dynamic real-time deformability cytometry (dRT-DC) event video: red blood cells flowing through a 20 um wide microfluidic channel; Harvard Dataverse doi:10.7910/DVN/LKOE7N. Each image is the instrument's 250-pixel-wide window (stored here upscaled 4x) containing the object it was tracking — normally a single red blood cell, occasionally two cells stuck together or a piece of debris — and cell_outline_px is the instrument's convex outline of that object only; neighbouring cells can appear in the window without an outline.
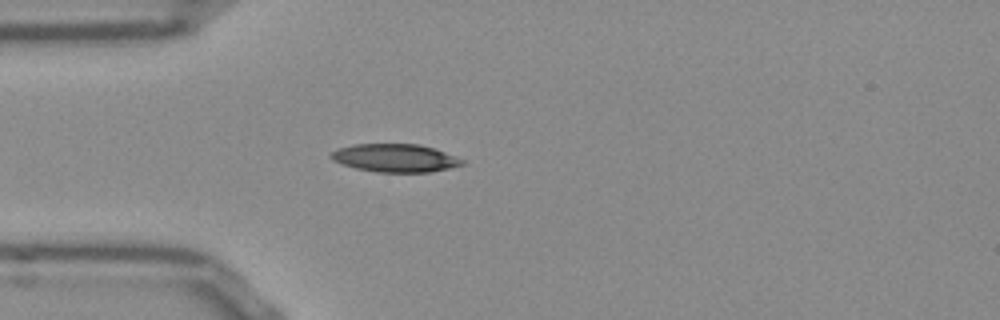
{"species": "Egyptian fruit bat (a non-hibernating species)", "species_latin": "Rousettus aegyptiacus", "temperature_condition": "room temperature", "stored_images_in_passage": 5, "camera_frame_rate_fps": 3000, "um_per_image_px": 0.085, "frame": {"image": 1, "passage_image": 1, "time_ms": 0.0, "image_size_px": [1000, 320], "cell_outline_px": [[464, 164], [432, 172], [376, 172], [356, 168], [332, 160], [328, 156], [336, 148], [352, 144], [420, 144], [444, 152], [464, 160]], "centroid_in_image_um": [33.54, 13.42], "position_along_channel_um": 51.5, "area_um2": 21.39}}
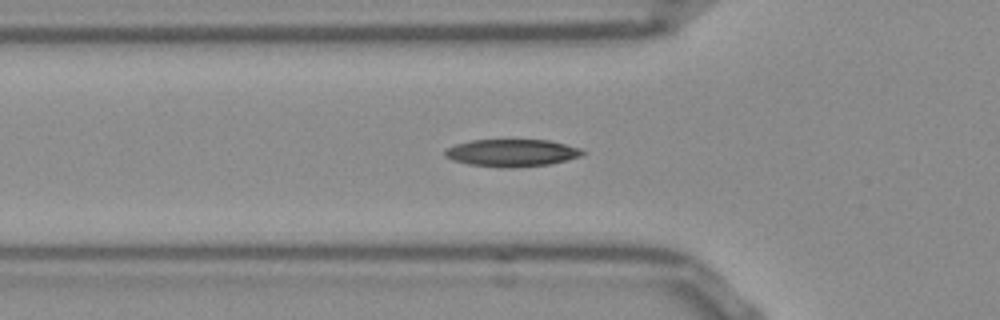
{"frame": {"image": 2, "passage_image": 4, "time_ms": 1.0, "image_size_px": [1000, 320], "cell_outline_px": [[584, 152], [580, 156], [568, 160], [552, 164], [468, 164], [452, 160], [444, 156], [444, 152], [448, 148], [456, 144], [472, 140], [548, 140], [580, 148]], "centroid_in_image_um": [43.51, 12.93], "position_along_channel_um": 82.3, "area_um2": 20.58}}